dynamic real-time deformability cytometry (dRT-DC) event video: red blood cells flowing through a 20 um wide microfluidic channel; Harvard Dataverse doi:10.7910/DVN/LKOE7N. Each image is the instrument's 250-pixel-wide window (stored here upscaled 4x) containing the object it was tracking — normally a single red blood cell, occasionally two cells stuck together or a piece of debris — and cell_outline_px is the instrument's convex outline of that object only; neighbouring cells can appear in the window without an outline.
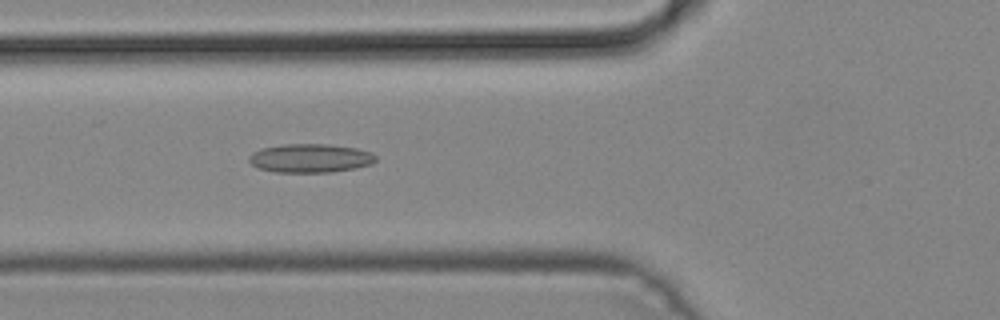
{"species": "common noctule bat (a hibernating species)", "species_latin": "Nyctalus noctula", "temperature_condition": "cold", "stored_images_in_passage": 49, "camera_frame_rate_fps": 3000, "um_per_image_px": 0.085, "animal": {"sex": "male", "body_mass_g": 19.2, "forearm_length_mm": 51.8}, "frame": {"image": 1, "passage_image": 18, "time_ms": 5.667, "image_size_px": [1000, 320], "cell_outline_px": [[376, 160], [372, 164], [356, 168], [332, 172], [272, 172], [256, 168], [248, 160], [248, 156], [252, 152], [260, 148], [284, 144], [328, 144], [356, 148], [372, 152], [376, 156]], "centroid_in_image_um": [26.35, 13.45], "position_along_channel_um": 99.5, "area_um2": 21.5}}
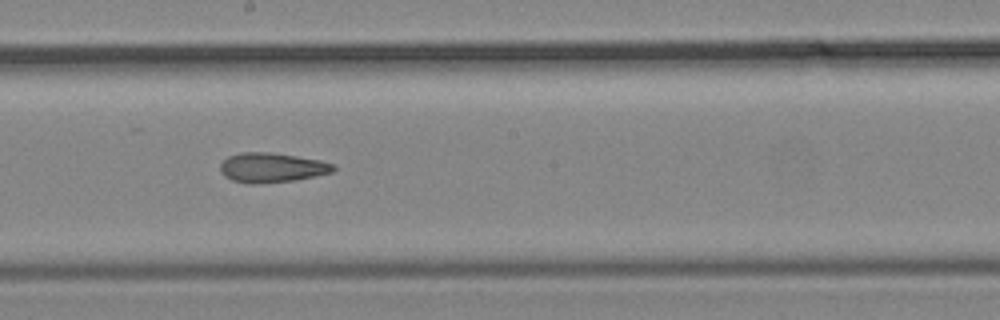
{"frame": {"image": 2, "passage_image": 27, "time_ms": 8.667, "image_size_px": [1000, 320], "cell_outline_px": [[336, 168], [332, 172], [296, 180], [256, 184], [248, 184], [232, 180], [224, 176], [220, 172], [220, 164], [228, 156], [240, 152], [268, 152], [296, 156], [320, 160], [332, 164]], "centroid_in_image_um": [23.06, 14.25], "position_along_channel_um": 225.1, "area_um2": 19.54}}
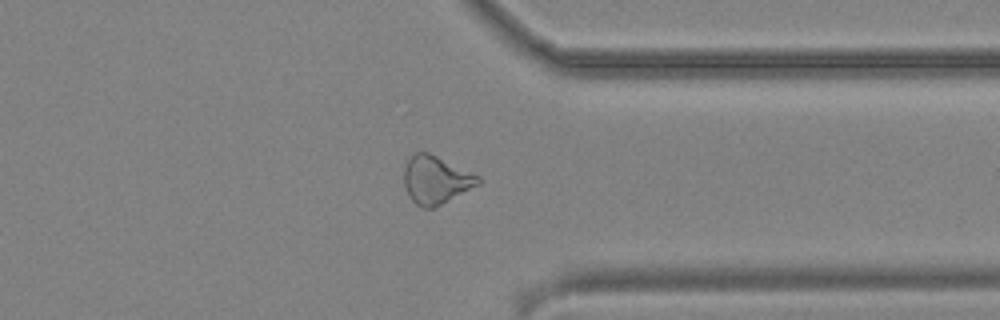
{"frame": {"image": 3, "passage_image": 38, "time_ms": 12.333, "image_size_px": [1000, 320], "cell_outline_px": [[480, 184], [432, 208], [420, 208], [408, 196], [404, 184], [404, 168], [408, 160], [416, 152], [428, 152], [480, 176]], "centroid_in_image_um": [37.03, 15.29], "position_along_channel_um": 374.4, "area_um2": 20.46}}